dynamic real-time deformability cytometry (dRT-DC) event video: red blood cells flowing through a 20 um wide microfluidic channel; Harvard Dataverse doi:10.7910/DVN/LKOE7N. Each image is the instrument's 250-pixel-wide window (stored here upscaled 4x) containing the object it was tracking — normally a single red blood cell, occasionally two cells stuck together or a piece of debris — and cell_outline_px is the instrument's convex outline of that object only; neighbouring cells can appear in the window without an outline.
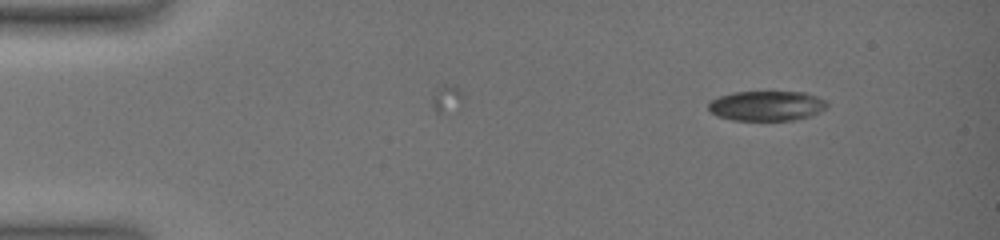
{"species": "common noctule bat (a hibernating species)", "species_latin": "Nyctalus noctula", "temperature_condition": "warm", "stored_images_in_passage": 32, "camera_frame_rate_fps": 3000, "um_per_image_px": 0.085, "animal": {"sex": "female", "body_mass_g": 19.0, "forearm_length_mm": 51.5}, "frame": {"image": 1, "passage_image": 1, "time_ms": 0.0, "image_size_px": [1000, 240], "cell_outline_px": [[828, 108], [808, 116], [792, 120], [732, 120], [716, 116], [708, 108], [708, 104], [712, 100], [720, 96], [732, 92], [804, 92], [816, 96], [824, 100], [828, 104]], "centroid_in_image_um": [65.15, 8.99], "position_along_channel_um": 19.8, "area_um2": 20.58}}
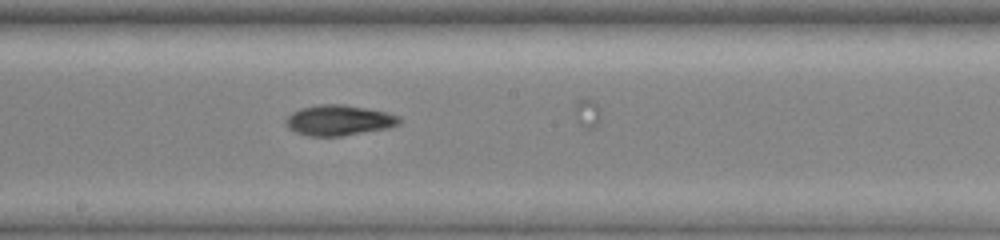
{"frame": {"image": 2, "passage_image": 18, "time_ms": 8.0, "image_size_px": [1000, 240], "cell_outline_px": [[400, 124], [388, 128], [340, 136], [308, 136], [296, 132], [288, 128], [284, 124], [284, 120], [292, 112], [300, 108], [316, 104], [344, 104], [388, 112], [400, 116]], "centroid_in_image_um": [28.78, 10.21], "position_along_channel_um": 219.4, "area_um2": 20.35}}
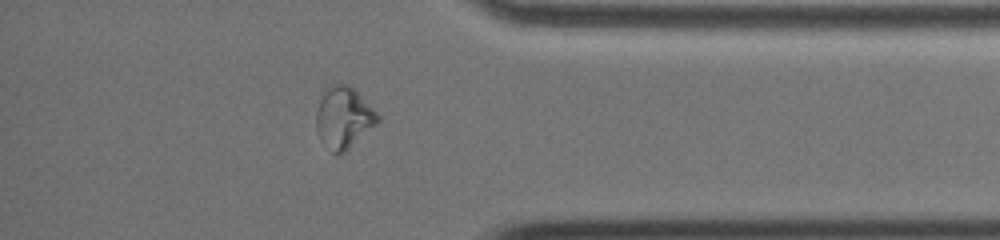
{"frame": {"image": 3, "passage_image": 28, "time_ms": 13.0, "image_size_px": [1000, 240], "cell_outline_px": [[380, 120], [376, 124], [344, 152], [332, 152], [320, 140], [316, 132], [316, 112], [324, 88], [332, 84], [348, 84], [380, 116]], "centroid_in_image_um": [29.17, 9.99], "position_along_channel_um": 406.0, "area_um2": 21.62}, "authors_computed_cell_mechanics": {"area_um2": 20.9236, "velocity_mm_per_s": 3.8395, "shape_relaxation_time_tau1_ms": null, "shape_relaxation_time_tau2_ms": 2.3648, "deformation_change_tau1": null, "deformation_change_tau2": 0.0711}}